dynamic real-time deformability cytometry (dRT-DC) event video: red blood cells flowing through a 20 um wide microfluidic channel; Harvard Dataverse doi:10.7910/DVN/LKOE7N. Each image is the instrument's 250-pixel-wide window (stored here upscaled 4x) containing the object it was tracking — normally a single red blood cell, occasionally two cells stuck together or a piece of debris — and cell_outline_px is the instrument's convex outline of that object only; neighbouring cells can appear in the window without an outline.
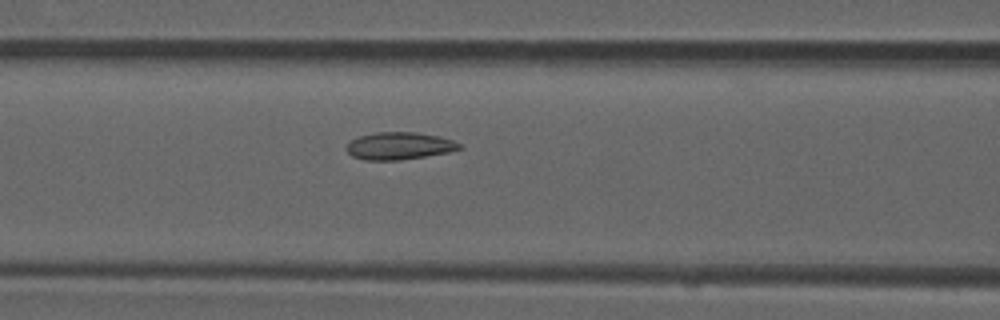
{"species": "common noctule bat (a hibernating species)", "species_latin": "Nyctalus noctula", "temperature_condition": "room temperature", "stored_images_in_passage": 40, "camera_frame_rate_fps": 3000, "um_per_image_px": 0.085, "animal": {"sex": "male", "forearm_length_mm": 52.5}, "frame": {"image": 1, "passage_image": 9, "time_ms": 2.667, "image_size_px": [1000, 320], "cell_outline_px": [[464, 148], [448, 152], [400, 160], [364, 160], [352, 156], [344, 148], [352, 140], [360, 136], [376, 132], [416, 132], [440, 136], [452, 140], [460, 144]], "centroid_in_image_um": [33.93, 12.4], "position_along_channel_um": 132.7, "area_um2": 17.98}}
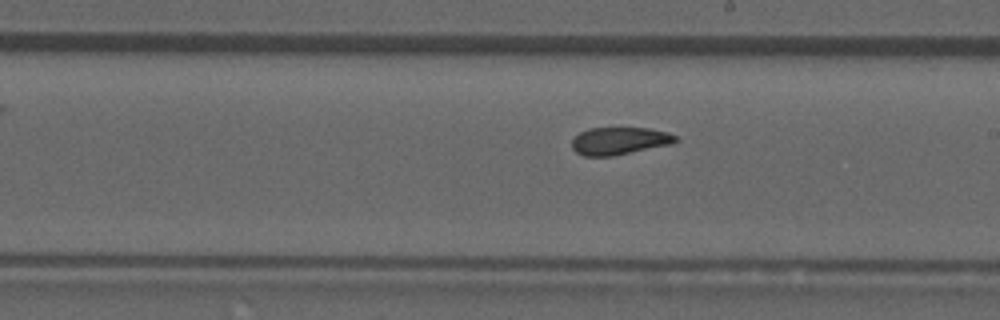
{"frame": {"image": 2, "passage_image": 17, "time_ms": 5.333, "image_size_px": [1000, 320], "cell_outline_px": [[680, 140], [672, 144], [612, 156], [584, 156], [576, 152], [572, 148], [572, 140], [580, 132], [588, 128], [648, 128], [668, 132], [676, 136]], "centroid_in_image_um": [52.67, 11.97], "position_along_channel_um": 236.3, "area_um2": 16.65}}
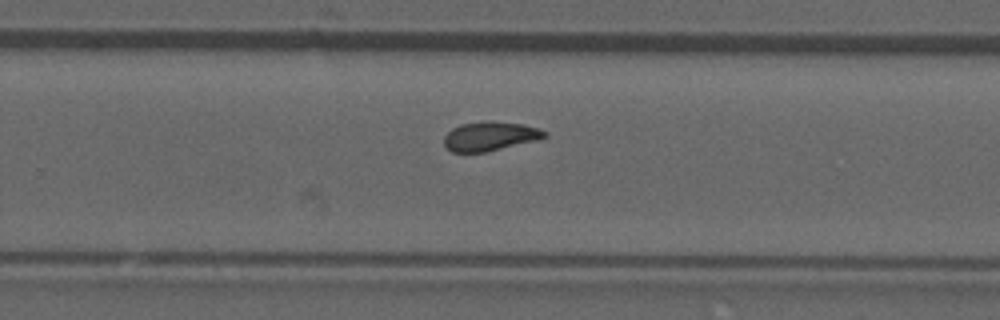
{"frame": {"image": 3, "passage_image": 21, "time_ms": 6.667, "image_size_px": [1000, 320], "cell_outline_px": [[548, 136], [540, 140], [484, 152], [452, 152], [444, 144], [444, 136], [452, 128], [460, 124], [484, 120], [492, 120], [520, 124], [536, 128], [548, 132]], "centroid_in_image_um": [41.66, 11.57], "position_along_channel_um": 288.1, "area_um2": 17.22}, "authors_computed_cell_mechanics": {"area_um2": 17.2533, "velocity_mm_per_s": 3.903, "shape_relaxation_time_tau1_ms": null, "shape_relaxation_time_tau2_ms": 2.3325, "deformation_change_tau1": null, "deformation_change_tau2": 0.0875}}